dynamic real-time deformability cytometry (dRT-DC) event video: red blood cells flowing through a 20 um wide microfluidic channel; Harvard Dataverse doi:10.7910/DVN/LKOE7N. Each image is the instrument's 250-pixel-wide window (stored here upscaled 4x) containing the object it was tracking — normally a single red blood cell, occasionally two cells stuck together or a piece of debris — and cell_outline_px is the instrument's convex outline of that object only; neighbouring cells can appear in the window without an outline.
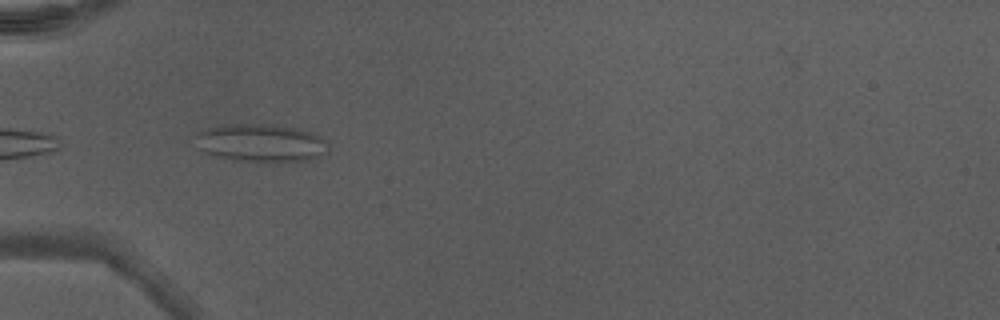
{"species": "Egyptian fruit bat (a non-hibernating species)", "species_latin": "Rousettus aegyptiacus", "temperature_condition": "warm", "stored_images_in_passage": 5, "camera_frame_rate_fps": 3000, "um_per_image_px": 0.085, "animal": {"sex": "male"}, "frame": {"image": 1, "passage_image": 2, "time_ms": 0.333, "image_size_px": [1000, 320], "cell_outline_px": [[328, 156], [312, 160], [264, 164], [232, 160], [212, 156], [204, 152], [200, 148], [196, 136], [196, 132], [204, 128], [224, 124], [276, 124], [296, 128], [312, 132], [320, 136], [324, 140], [328, 152]], "centroid_in_image_um": [22.21, 12.19], "position_along_channel_um": 62.8, "area_um2": 30.58}}